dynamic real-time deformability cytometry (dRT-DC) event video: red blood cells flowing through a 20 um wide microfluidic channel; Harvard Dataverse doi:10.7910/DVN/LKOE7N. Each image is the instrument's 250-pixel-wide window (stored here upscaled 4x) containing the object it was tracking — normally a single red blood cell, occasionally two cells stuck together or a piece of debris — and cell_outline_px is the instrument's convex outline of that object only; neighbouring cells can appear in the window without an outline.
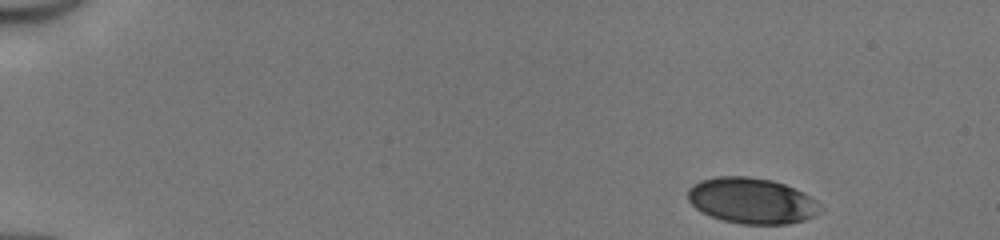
{"species": "human", "species_latin": "Homo sapiens", "temperature_condition": "cold", "stored_images_in_passage": 42, "camera_frame_rate_fps": 3000, "um_per_image_px": 0.085, "donor": {"sex": "male"}, "frame": {"image": 1, "passage_image": 1, "time_ms": 0.0, "image_size_px": [1000, 240], "cell_outline_px": [[820, 212], [816, 216], [804, 220], [788, 224], [740, 224], [724, 220], [712, 216], [696, 208], [688, 200], [688, 188], [692, 184], [700, 180], [716, 176], [748, 176], [772, 180], [784, 184], [804, 192], [816, 200]], "centroid_in_image_um": [63.89, 17.05], "position_along_channel_um": 21.1, "area_um2": 35.37}}
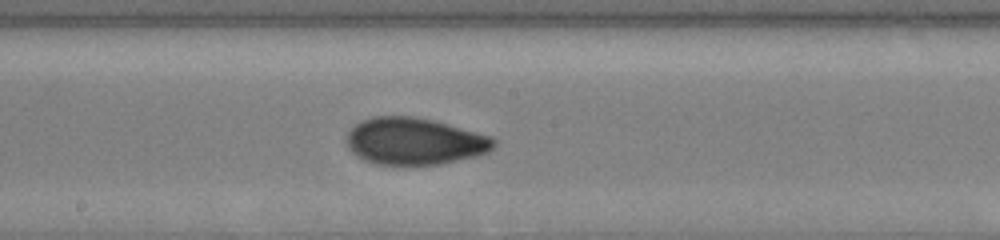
{"frame": {"image": 2, "passage_image": 24, "time_ms": 7.667, "image_size_px": [1000, 240], "cell_outline_px": [[496, 144], [488, 152], [476, 156], [440, 164], [376, 164], [364, 160], [356, 156], [348, 148], [348, 132], [360, 120], [372, 116], [416, 116], [448, 124], [492, 136], [496, 140]], "centroid_in_image_um": [35.24, 11.99], "position_along_channel_um": 213.0, "area_um2": 40.23}}
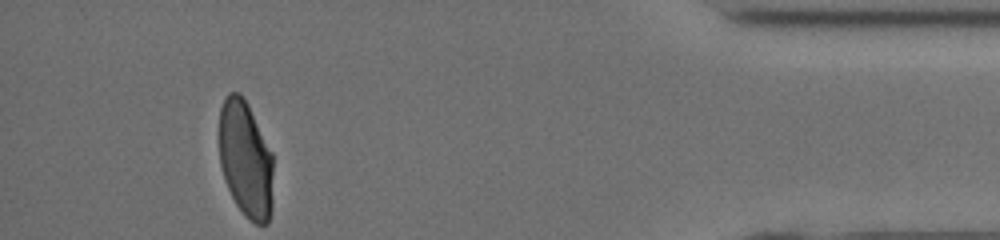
{"frame": {"image": 3, "passage_image": 42, "time_ms": 13.667, "image_size_px": [1000, 240], "cell_outline_px": [[272, 208], [268, 224], [256, 224], [248, 220], [236, 204], [224, 180], [220, 164], [220, 108], [228, 92], [240, 92], [248, 104], [272, 152]], "centroid_in_image_um": [20.88, 13.55], "position_along_channel_um": 414.3, "area_um2": 36.88}, "authors_computed_cell_mechanics": {"area_um2": 38.5815, "velocity_mm_per_s": 4.16, "shape_relaxation_time_tau1_ms": 5.0008, "shape_relaxation_time_tau2_ms": 1.035, "deformation_change_tau1": 0.1715, "deformation_change_tau2": 0.0472}}